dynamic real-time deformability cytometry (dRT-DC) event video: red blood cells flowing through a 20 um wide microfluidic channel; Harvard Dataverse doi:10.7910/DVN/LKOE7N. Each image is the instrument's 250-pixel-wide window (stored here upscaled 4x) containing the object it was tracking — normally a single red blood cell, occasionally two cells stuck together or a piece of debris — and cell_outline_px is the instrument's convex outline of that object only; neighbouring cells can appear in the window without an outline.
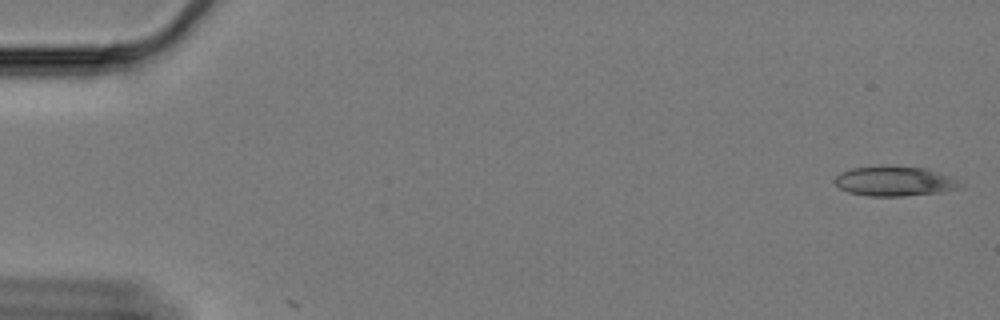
{"species": "Egyptian fruit bat (a non-hibernating species)", "species_latin": "Rousettus aegyptiacus", "temperature_condition": "cold", "stored_images_in_passage": 3, "camera_frame_rate_fps": 3000, "um_per_image_px": 0.085, "animal": {"sex": "female"}, "frame": {"image": 1, "passage_image": 2, "time_ms": 0.333, "image_size_px": [1000, 320], "cell_outline_px": [[956, 188], [944, 192], [900, 196], [868, 196], [848, 192], [840, 188], [832, 180], [840, 172], [852, 168], [924, 168], [948, 176], [956, 180]], "centroid_in_image_um": [75.94, 15.44], "position_along_channel_um": 9.1, "area_um2": 20.69}}